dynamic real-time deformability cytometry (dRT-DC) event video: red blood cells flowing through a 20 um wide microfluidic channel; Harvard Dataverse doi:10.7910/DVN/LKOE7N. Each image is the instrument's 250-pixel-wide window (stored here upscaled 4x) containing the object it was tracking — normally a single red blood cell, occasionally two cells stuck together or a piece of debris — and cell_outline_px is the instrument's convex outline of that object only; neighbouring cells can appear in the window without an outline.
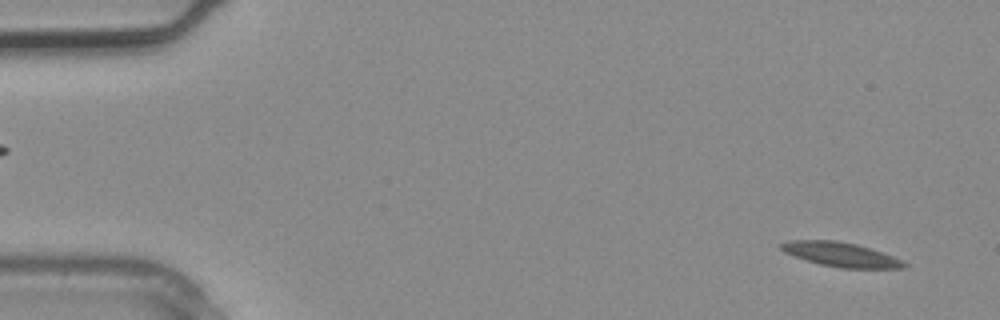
{"species": "common noctule bat (a hibernating species)", "species_latin": "Nyctalus noctula", "temperature_condition": "warm", "stored_images_in_passage": 3, "segment_of_instrument_passage": [2, 2], "camera_frame_rate_fps": 3000, "um_per_image_px": 0.085, "animal": {"sex": "male", "body_mass_g": 20.4}, "frame": {"image": 1, "passage_image": 3, "time_ms": 0.667, "image_size_px": [1000, 320], "cell_outline_px": [[908, 264], [904, 268], [840, 268], [820, 264], [784, 252], [776, 244], [788, 240], [836, 240], [856, 244], [892, 256]], "centroid_in_image_um": [71.41, 21.62], "position_along_channel_um": 13.6, "area_um2": 17.22}}